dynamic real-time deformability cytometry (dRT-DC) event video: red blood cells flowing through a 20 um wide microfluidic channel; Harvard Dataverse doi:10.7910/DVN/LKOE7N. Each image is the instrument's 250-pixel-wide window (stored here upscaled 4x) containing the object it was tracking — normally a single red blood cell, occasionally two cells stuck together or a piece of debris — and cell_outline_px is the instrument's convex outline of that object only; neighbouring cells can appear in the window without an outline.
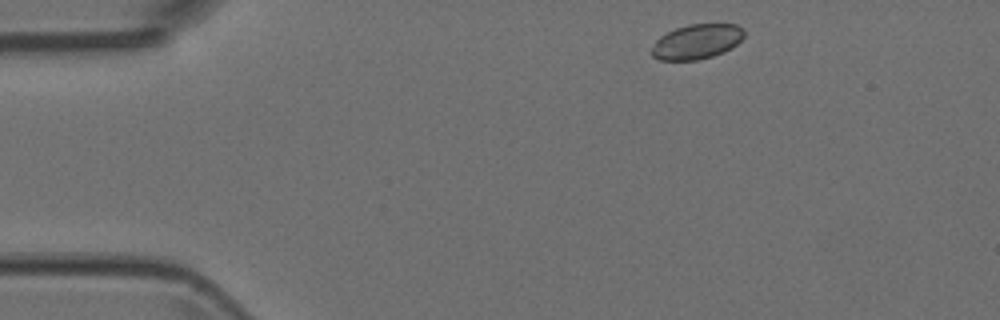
{"species": "Egyptian fruit bat (a non-hibernating species)", "species_latin": "Rousettus aegyptiacus", "temperature_condition": "room temperature", "stored_images_in_passage": 3, "camera_frame_rate_fps": 3000, "um_per_image_px": 0.085, "animal": {"sex": "female"}, "frame": {"image": 1, "passage_image": 1, "time_ms": 0.0, "image_size_px": [1000, 320], "cell_outline_px": [[744, 36], [732, 48], [724, 52], [712, 56], [696, 60], [660, 60], [652, 56], [652, 48], [656, 40], [660, 36], [676, 28], [688, 24], [736, 24], [744, 28]], "centroid_in_image_um": [59.24, 3.53], "position_along_channel_um": 25.8, "area_um2": 18.73}}
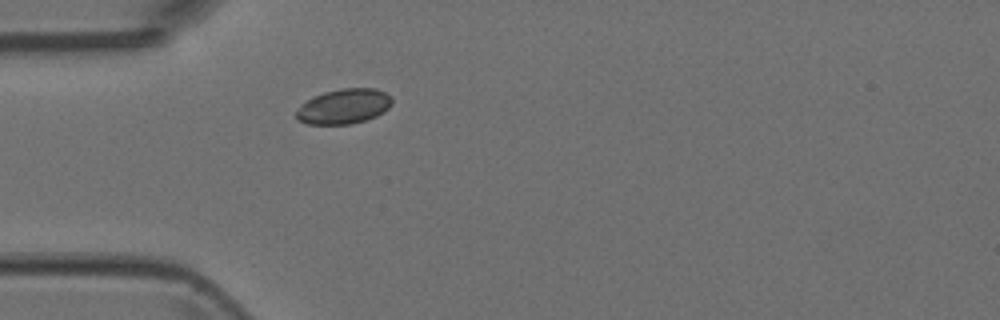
{"frame": {"image": 2, "passage_image": 3, "time_ms": 0.667, "image_size_px": [1000, 320], "cell_outline_px": [[392, 104], [384, 112], [376, 116], [352, 124], [308, 124], [296, 120], [296, 112], [300, 104], [312, 96], [324, 92], [340, 88], [376, 88], [384, 92], [392, 100]], "centroid_in_image_um": [29.19, 9.04], "position_along_channel_um": 55.8, "area_um2": 19.65}}